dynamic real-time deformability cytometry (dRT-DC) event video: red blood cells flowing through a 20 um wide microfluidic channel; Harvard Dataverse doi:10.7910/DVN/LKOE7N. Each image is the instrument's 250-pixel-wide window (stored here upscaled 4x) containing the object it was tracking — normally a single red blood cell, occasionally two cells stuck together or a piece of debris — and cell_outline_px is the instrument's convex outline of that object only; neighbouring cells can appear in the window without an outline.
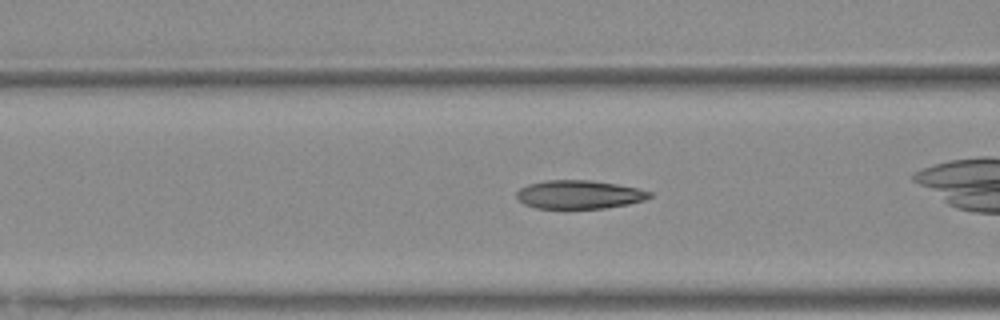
{"species": "Egyptian fruit bat (a non-hibernating species)", "species_latin": "Rousettus aegyptiacus", "temperature_condition": "warm", "stored_images_in_passage": 31, "camera_frame_rate_fps": 3000, "um_per_image_px": 0.085, "animal": {"sex": "female"}, "frame": {"image": 1, "passage_image": 10, "time_ms": 3.0, "image_size_px": [1000, 320], "cell_outline_px": [[652, 196], [644, 200], [628, 204], [604, 208], [536, 208], [524, 204], [516, 196], [516, 192], [520, 188], [528, 184], [544, 180], [592, 180], [616, 184], [636, 188], [652, 192]], "centroid_in_image_um": [49.21, 16.53], "position_along_channel_um": 117.4, "area_um2": 22.02}}
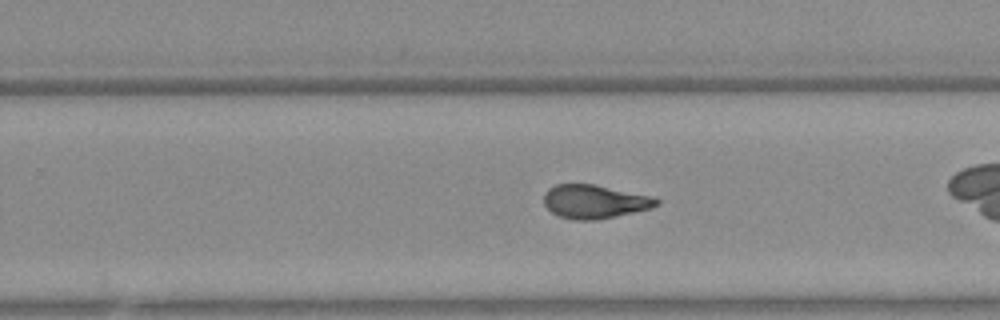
{"frame": {"image": 2, "passage_image": 22, "time_ms": 7.0, "image_size_px": [1000, 320], "cell_outline_px": [[660, 204], [652, 208], [596, 220], [576, 220], [560, 216], [552, 212], [544, 204], [544, 192], [548, 188], [556, 184], [592, 184], [648, 196], [660, 200]], "centroid_in_image_um": [50.5, 17.14], "position_along_channel_um": 279.3, "area_um2": 21.73}}